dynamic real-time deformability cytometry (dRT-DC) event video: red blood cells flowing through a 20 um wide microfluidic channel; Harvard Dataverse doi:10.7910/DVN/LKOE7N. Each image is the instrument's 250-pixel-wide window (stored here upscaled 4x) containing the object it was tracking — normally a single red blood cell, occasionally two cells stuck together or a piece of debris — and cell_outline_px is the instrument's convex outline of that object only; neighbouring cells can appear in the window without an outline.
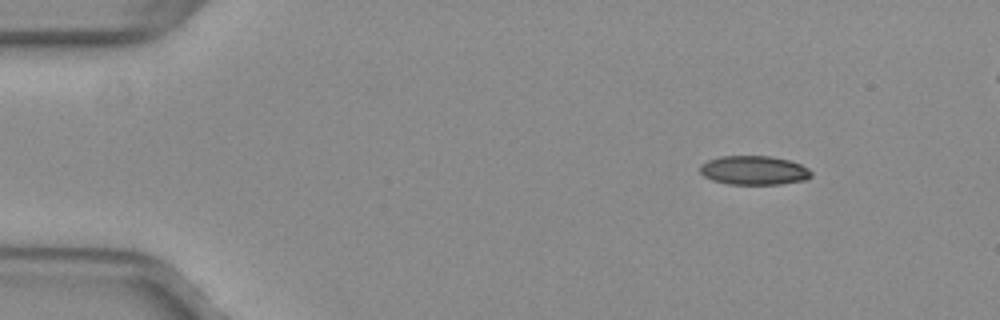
{"species": "common noctule bat (a hibernating species)", "species_latin": "Nyctalus noctula", "temperature_condition": "warm", "stored_images_in_passage": 50, "camera_frame_rate_fps": 3000, "um_per_image_px": 0.085, "animal": {"sex": "female", "body_mass_g": 29.2, "forearm_length_mm": 56.3}, "frame": {"image": 1, "passage_image": 5, "time_ms": 1.333, "image_size_px": [1000, 320], "cell_outline_px": [[812, 176], [804, 180], [780, 184], [728, 184], [712, 180], [704, 176], [700, 172], [700, 164], [708, 160], [720, 156], [772, 156], [788, 160], [800, 164], [808, 168], [812, 172]], "centroid_in_image_um": [64.08, 14.47], "position_along_channel_um": 20.9, "area_um2": 18.84}}
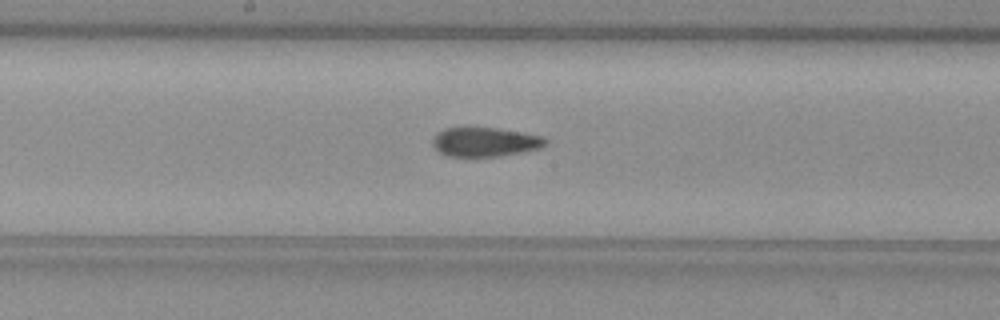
{"frame": {"image": 2, "passage_image": 26, "time_ms": 8.333, "image_size_px": [1000, 320], "cell_outline_px": [[548, 144], [540, 148], [500, 156], [448, 156], [440, 152], [432, 144], [432, 140], [436, 132], [444, 128], [496, 128], [544, 136], [548, 140]], "centroid_in_image_um": [41.24, 12.06], "position_along_channel_um": 207.0, "area_um2": 19.13}}
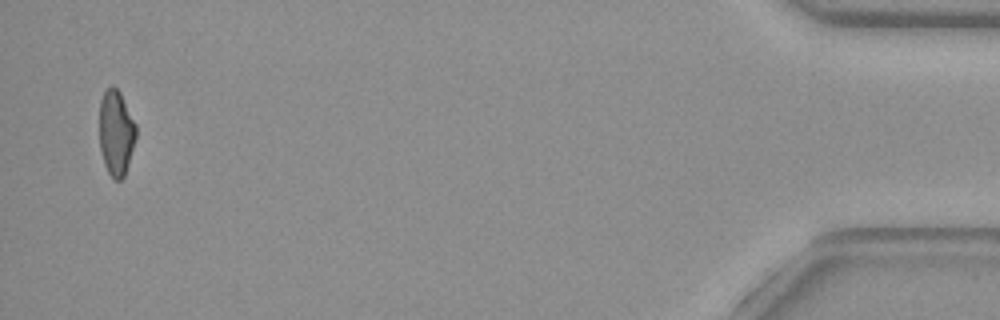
{"frame": {"image": 3, "passage_image": 49, "time_ms": 16.0, "image_size_px": [1000, 320], "cell_outline_px": [[136, 136], [128, 164], [124, 176], [120, 180], [112, 180], [104, 164], [100, 148], [100, 100], [104, 92], [112, 84], [120, 92], [136, 124]], "centroid_in_image_um": [9.86, 11.29], "position_along_channel_um": 425.3, "area_um2": 18.15}}